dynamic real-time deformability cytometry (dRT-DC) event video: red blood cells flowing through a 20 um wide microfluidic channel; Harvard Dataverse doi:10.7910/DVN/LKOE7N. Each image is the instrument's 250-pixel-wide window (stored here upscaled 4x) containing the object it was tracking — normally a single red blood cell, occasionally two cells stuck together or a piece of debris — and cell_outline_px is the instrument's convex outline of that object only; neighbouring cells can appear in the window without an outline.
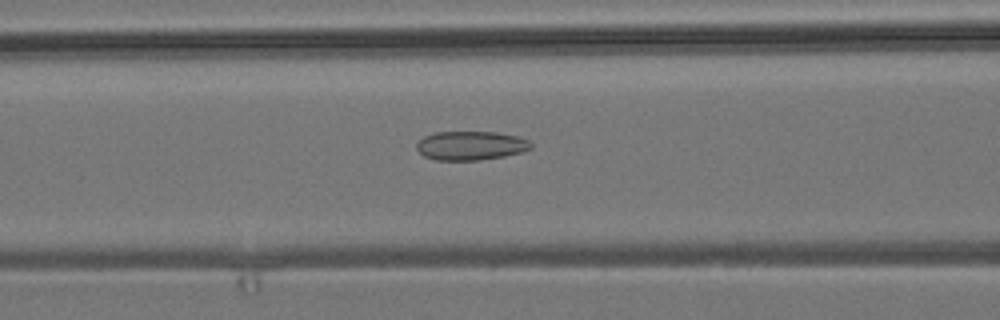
{"species": "common noctule bat (a hibernating species)", "species_latin": "Nyctalus noctula", "temperature_condition": "room temperature", "stored_images_in_passage": 4, "camera_frame_rate_fps": 3000, "um_per_image_px": 0.085, "animal": {"sex": "male", "body_mass_g": 19.2, "forearm_length_mm": 51.8}, "frame": {"image": 1, "passage_image": 4, "time_ms": 4.333, "image_size_px": [1000, 320], "cell_outline_px": [[532, 148], [520, 152], [504, 156], [480, 160], [436, 160], [424, 156], [416, 148], [416, 144], [424, 136], [436, 132], [496, 132], [516, 136], [528, 140], [532, 144]], "centroid_in_image_um": [40.0, 12.38], "position_along_channel_um": 126.6, "area_um2": 19.19}}